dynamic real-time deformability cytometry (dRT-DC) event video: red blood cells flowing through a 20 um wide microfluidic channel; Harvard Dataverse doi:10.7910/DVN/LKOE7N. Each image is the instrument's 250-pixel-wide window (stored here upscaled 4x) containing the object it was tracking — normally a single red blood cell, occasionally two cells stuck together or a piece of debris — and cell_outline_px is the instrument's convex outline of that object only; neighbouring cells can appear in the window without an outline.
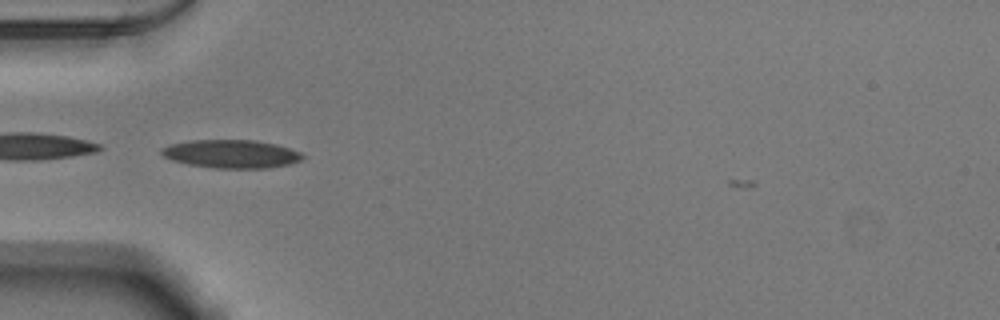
{"species": "Egyptian fruit bat (a non-hibernating species)", "species_latin": "Rousettus aegyptiacus", "temperature_condition": "warm", "stored_images_in_passage": 32, "camera_frame_rate_fps": 3000, "um_per_image_px": 0.085, "animal": {"sex": "male"}, "frame": {"image": 1, "passage_image": 1, "time_ms": 0.0, "image_size_px": [1000, 320], "cell_outline_px": [[304, 156], [300, 160], [288, 164], [268, 168], [212, 168], [188, 164], [172, 160], [164, 156], [160, 152], [160, 148], [172, 144], [192, 140], [252, 140], [276, 144], [300, 152]], "centroid_in_image_um": [19.63, 13.08], "position_along_channel_um": 65.4, "area_um2": 23.06}}
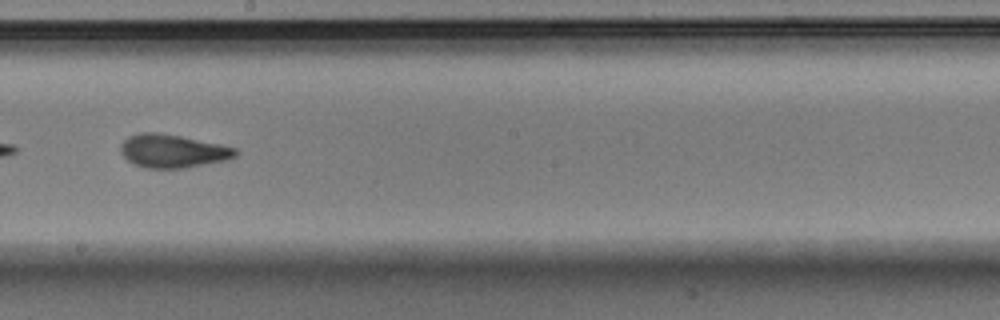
{"frame": {"image": 2, "passage_image": 14, "time_ms": 4.333, "image_size_px": [1000, 320], "cell_outline_px": [[240, 152], [236, 156], [224, 160], [184, 168], [144, 168], [128, 160], [120, 152], [120, 144], [128, 136], [140, 132], [156, 132], [180, 136], [220, 144], [236, 148]], "centroid_in_image_um": [14.66, 12.83], "position_along_channel_um": 233.5, "area_um2": 22.2}}
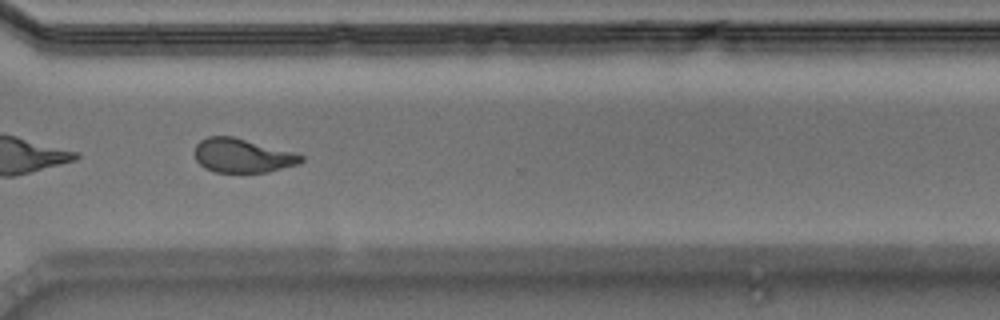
{"frame": {"image": 3, "passage_image": 23, "time_ms": 7.333, "image_size_px": [1000, 320], "cell_outline_px": [[304, 160], [296, 164], [268, 172], [216, 172], [204, 168], [196, 160], [196, 144], [200, 140], [208, 136], [232, 136], [292, 152], [304, 156]], "centroid_in_image_um": [20.57, 13.23], "position_along_channel_um": 350.0, "area_um2": 20.75}, "authors_computed_cell_mechanics": {"area_um2": 21.8773, "velocity_mm_per_s": 3.8929, "shape_relaxation_time_tau1_ms": 5.7158, "shape_relaxation_time_tau2_ms": 2.009, "deformation_change_tau1": 0.1819, "deformation_change_tau2": 0.088}}